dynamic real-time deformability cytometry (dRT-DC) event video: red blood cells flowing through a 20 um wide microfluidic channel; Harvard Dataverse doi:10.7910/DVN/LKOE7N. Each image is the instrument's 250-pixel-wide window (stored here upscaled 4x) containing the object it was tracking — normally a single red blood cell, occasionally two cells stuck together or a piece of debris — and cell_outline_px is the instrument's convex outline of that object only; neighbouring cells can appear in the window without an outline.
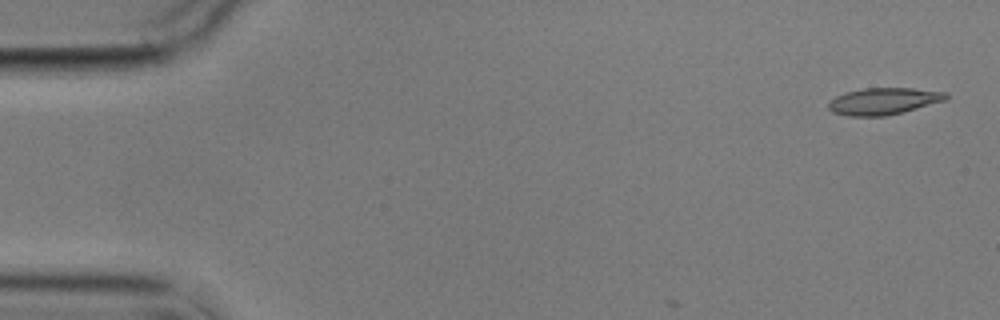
{"species": "common noctule bat (a hibernating species)", "species_latin": "Nyctalus noctula", "temperature_condition": "cold", "stored_images_in_passage": 6, "camera_frame_rate_fps": 3000, "um_per_image_px": 0.085, "animal": {"sex": "male", "body_mass_g": 17.9}, "frame": {"image": 1, "passage_image": 1, "time_ms": 0.0, "image_size_px": [1000, 320], "cell_outline_px": [[948, 96], [944, 100], [904, 112], [884, 116], [848, 116], [832, 112], [828, 108], [828, 104], [836, 96], [844, 92], [864, 88], [912, 88], [948, 92]], "centroid_in_image_um": [75.09, 8.6], "position_along_channel_um": 9.9, "area_um2": 18.32}}